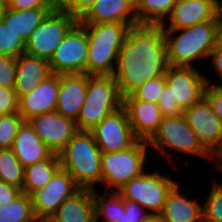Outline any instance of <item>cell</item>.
<instances>
[{"label": "cell", "instance_id": "cell-21", "mask_svg": "<svg viewBox=\"0 0 222 222\" xmlns=\"http://www.w3.org/2000/svg\"><path fill=\"white\" fill-rule=\"evenodd\" d=\"M52 74L49 61L22 53L16 58V83L14 90L18 99L31 92Z\"/></svg>", "mask_w": 222, "mask_h": 222}, {"label": "cell", "instance_id": "cell-25", "mask_svg": "<svg viewBox=\"0 0 222 222\" xmlns=\"http://www.w3.org/2000/svg\"><path fill=\"white\" fill-rule=\"evenodd\" d=\"M86 31L88 45L122 46L129 25L123 22L79 23Z\"/></svg>", "mask_w": 222, "mask_h": 222}, {"label": "cell", "instance_id": "cell-3", "mask_svg": "<svg viewBox=\"0 0 222 222\" xmlns=\"http://www.w3.org/2000/svg\"><path fill=\"white\" fill-rule=\"evenodd\" d=\"M206 77L194 66H169L165 73L166 84L158 102L162 116H180L183 110L202 101L211 82Z\"/></svg>", "mask_w": 222, "mask_h": 222}, {"label": "cell", "instance_id": "cell-33", "mask_svg": "<svg viewBox=\"0 0 222 222\" xmlns=\"http://www.w3.org/2000/svg\"><path fill=\"white\" fill-rule=\"evenodd\" d=\"M213 182L211 192L202 205L203 222H222V184Z\"/></svg>", "mask_w": 222, "mask_h": 222}, {"label": "cell", "instance_id": "cell-38", "mask_svg": "<svg viewBox=\"0 0 222 222\" xmlns=\"http://www.w3.org/2000/svg\"><path fill=\"white\" fill-rule=\"evenodd\" d=\"M149 217V211H146L139 203L124 200L121 222H144Z\"/></svg>", "mask_w": 222, "mask_h": 222}, {"label": "cell", "instance_id": "cell-5", "mask_svg": "<svg viewBox=\"0 0 222 222\" xmlns=\"http://www.w3.org/2000/svg\"><path fill=\"white\" fill-rule=\"evenodd\" d=\"M122 105L123 98L112 75H88L85 102L75 121L78 131L92 130Z\"/></svg>", "mask_w": 222, "mask_h": 222}, {"label": "cell", "instance_id": "cell-46", "mask_svg": "<svg viewBox=\"0 0 222 222\" xmlns=\"http://www.w3.org/2000/svg\"><path fill=\"white\" fill-rule=\"evenodd\" d=\"M216 160L214 166L215 168L222 171V149L218 152V154L214 157Z\"/></svg>", "mask_w": 222, "mask_h": 222}, {"label": "cell", "instance_id": "cell-34", "mask_svg": "<svg viewBox=\"0 0 222 222\" xmlns=\"http://www.w3.org/2000/svg\"><path fill=\"white\" fill-rule=\"evenodd\" d=\"M23 122L24 119L19 112L0 115V149L12 147L18 129Z\"/></svg>", "mask_w": 222, "mask_h": 222}, {"label": "cell", "instance_id": "cell-47", "mask_svg": "<svg viewBox=\"0 0 222 222\" xmlns=\"http://www.w3.org/2000/svg\"><path fill=\"white\" fill-rule=\"evenodd\" d=\"M6 8H7V1L6 0H0V21L4 17Z\"/></svg>", "mask_w": 222, "mask_h": 222}, {"label": "cell", "instance_id": "cell-23", "mask_svg": "<svg viewBox=\"0 0 222 222\" xmlns=\"http://www.w3.org/2000/svg\"><path fill=\"white\" fill-rule=\"evenodd\" d=\"M60 222H95L91 189H80L53 214Z\"/></svg>", "mask_w": 222, "mask_h": 222}, {"label": "cell", "instance_id": "cell-41", "mask_svg": "<svg viewBox=\"0 0 222 222\" xmlns=\"http://www.w3.org/2000/svg\"><path fill=\"white\" fill-rule=\"evenodd\" d=\"M206 98L222 123V84L208 83Z\"/></svg>", "mask_w": 222, "mask_h": 222}, {"label": "cell", "instance_id": "cell-28", "mask_svg": "<svg viewBox=\"0 0 222 222\" xmlns=\"http://www.w3.org/2000/svg\"><path fill=\"white\" fill-rule=\"evenodd\" d=\"M178 0H135V12L139 24L162 25L171 14Z\"/></svg>", "mask_w": 222, "mask_h": 222}, {"label": "cell", "instance_id": "cell-24", "mask_svg": "<svg viewBox=\"0 0 222 222\" xmlns=\"http://www.w3.org/2000/svg\"><path fill=\"white\" fill-rule=\"evenodd\" d=\"M53 8H37L26 10H15L6 8L2 21L9 24L11 29L25 42L32 31L43 21Z\"/></svg>", "mask_w": 222, "mask_h": 222}, {"label": "cell", "instance_id": "cell-20", "mask_svg": "<svg viewBox=\"0 0 222 222\" xmlns=\"http://www.w3.org/2000/svg\"><path fill=\"white\" fill-rule=\"evenodd\" d=\"M11 150L24 168L49 159L53 155V152L36 134L28 121H24L19 127Z\"/></svg>", "mask_w": 222, "mask_h": 222}, {"label": "cell", "instance_id": "cell-42", "mask_svg": "<svg viewBox=\"0 0 222 222\" xmlns=\"http://www.w3.org/2000/svg\"><path fill=\"white\" fill-rule=\"evenodd\" d=\"M21 193L18 187L0 181V205H8Z\"/></svg>", "mask_w": 222, "mask_h": 222}, {"label": "cell", "instance_id": "cell-11", "mask_svg": "<svg viewBox=\"0 0 222 222\" xmlns=\"http://www.w3.org/2000/svg\"><path fill=\"white\" fill-rule=\"evenodd\" d=\"M90 132L102 153L126 150L139 140L133 133L123 106L106 116Z\"/></svg>", "mask_w": 222, "mask_h": 222}, {"label": "cell", "instance_id": "cell-13", "mask_svg": "<svg viewBox=\"0 0 222 222\" xmlns=\"http://www.w3.org/2000/svg\"><path fill=\"white\" fill-rule=\"evenodd\" d=\"M81 188L63 168H59L51 180L31 195L35 217L53 215L59 206Z\"/></svg>", "mask_w": 222, "mask_h": 222}, {"label": "cell", "instance_id": "cell-30", "mask_svg": "<svg viewBox=\"0 0 222 222\" xmlns=\"http://www.w3.org/2000/svg\"><path fill=\"white\" fill-rule=\"evenodd\" d=\"M31 196L21 193L8 205H0V222H35Z\"/></svg>", "mask_w": 222, "mask_h": 222}, {"label": "cell", "instance_id": "cell-12", "mask_svg": "<svg viewBox=\"0 0 222 222\" xmlns=\"http://www.w3.org/2000/svg\"><path fill=\"white\" fill-rule=\"evenodd\" d=\"M183 115L202 146L215 157L222 149V123L208 99L183 110Z\"/></svg>", "mask_w": 222, "mask_h": 222}, {"label": "cell", "instance_id": "cell-37", "mask_svg": "<svg viewBox=\"0 0 222 222\" xmlns=\"http://www.w3.org/2000/svg\"><path fill=\"white\" fill-rule=\"evenodd\" d=\"M94 0H55V6L78 20L93 5Z\"/></svg>", "mask_w": 222, "mask_h": 222}, {"label": "cell", "instance_id": "cell-9", "mask_svg": "<svg viewBox=\"0 0 222 222\" xmlns=\"http://www.w3.org/2000/svg\"><path fill=\"white\" fill-rule=\"evenodd\" d=\"M178 182L160 172L145 173L132 178L117 192L124 200L139 203L150 215H160L169 192Z\"/></svg>", "mask_w": 222, "mask_h": 222}, {"label": "cell", "instance_id": "cell-8", "mask_svg": "<svg viewBox=\"0 0 222 222\" xmlns=\"http://www.w3.org/2000/svg\"><path fill=\"white\" fill-rule=\"evenodd\" d=\"M78 22L76 17L55 6L32 31L26 41L25 53L50 61L56 48Z\"/></svg>", "mask_w": 222, "mask_h": 222}, {"label": "cell", "instance_id": "cell-39", "mask_svg": "<svg viewBox=\"0 0 222 222\" xmlns=\"http://www.w3.org/2000/svg\"><path fill=\"white\" fill-rule=\"evenodd\" d=\"M18 97L14 88L0 86V115L18 112Z\"/></svg>", "mask_w": 222, "mask_h": 222}, {"label": "cell", "instance_id": "cell-35", "mask_svg": "<svg viewBox=\"0 0 222 222\" xmlns=\"http://www.w3.org/2000/svg\"><path fill=\"white\" fill-rule=\"evenodd\" d=\"M165 84V75L154 79H150L144 82L137 89H135L131 93V95L137 100L158 104L160 100V95L163 92Z\"/></svg>", "mask_w": 222, "mask_h": 222}, {"label": "cell", "instance_id": "cell-18", "mask_svg": "<svg viewBox=\"0 0 222 222\" xmlns=\"http://www.w3.org/2000/svg\"><path fill=\"white\" fill-rule=\"evenodd\" d=\"M78 23L123 22L130 27L138 25L135 0H94Z\"/></svg>", "mask_w": 222, "mask_h": 222}, {"label": "cell", "instance_id": "cell-4", "mask_svg": "<svg viewBox=\"0 0 222 222\" xmlns=\"http://www.w3.org/2000/svg\"><path fill=\"white\" fill-rule=\"evenodd\" d=\"M65 169L81 189L95 190L101 184V155L90 131H77L58 154Z\"/></svg>", "mask_w": 222, "mask_h": 222}, {"label": "cell", "instance_id": "cell-31", "mask_svg": "<svg viewBox=\"0 0 222 222\" xmlns=\"http://www.w3.org/2000/svg\"><path fill=\"white\" fill-rule=\"evenodd\" d=\"M0 181L18 187L22 191L24 167L11 148L0 149Z\"/></svg>", "mask_w": 222, "mask_h": 222}, {"label": "cell", "instance_id": "cell-10", "mask_svg": "<svg viewBox=\"0 0 222 222\" xmlns=\"http://www.w3.org/2000/svg\"><path fill=\"white\" fill-rule=\"evenodd\" d=\"M88 36L85 29L77 23L65 36L49 61L52 73L87 74Z\"/></svg>", "mask_w": 222, "mask_h": 222}, {"label": "cell", "instance_id": "cell-36", "mask_svg": "<svg viewBox=\"0 0 222 222\" xmlns=\"http://www.w3.org/2000/svg\"><path fill=\"white\" fill-rule=\"evenodd\" d=\"M16 83V58L0 55V86L14 88Z\"/></svg>", "mask_w": 222, "mask_h": 222}, {"label": "cell", "instance_id": "cell-40", "mask_svg": "<svg viewBox=\"0 0 222 222\" xmlns=\"http://www.w3.org/2000/svg\"><path fill=\"white\" fill-rule=\"evenodd\" d=\"M55 0H7V8L15 10L54 8Z\"/></svg>", "mask_w": 222, "mask_h": 222}, {"label": "cell", "instance_id": "cell-2", "mask_svg": "<svg viewBox=\"0 0 222 222\" xmlns=\"http://www.w3.org/2000/svg\"><path fill=\"white\" fill-rule=\"evenodd\" d=\"M163 32L169 65L192 67L196 60L208 59L218 43L219 25L217 20H209L182 29H163Z\"/></svg>", "mask_w": 222, "mask_h": 222}, {"label": "cell", "instance_id": "cell-43", "mask_svg": "<svg viewBox=\"0 0 222 222\" xmlns=\"http://www.w3.org/2000/svg\"><path fill=\"white\" fill-rule=\"evenodd\" d=\"M208 58L212 59L214 68L219 78L222 80V44L219 41L216 44L215 48L209 54Z\"/></svg>", "mask_w": 222, "mask_h": 222}, {"label": "cell", "instance_id": "cell-17", "mask_svg": "<svg viewBox=\"0 0 222 222\" xmlns=\"http://www.w3.org/2000/svg\"><path fill=\"white\" fill-rule=\"evenodd\" d=\"M217 0H178L167 18L170 23L163 29H182L209 20H217Z\"/></svg>", "mask_w": 222, "mask_h": 222}, {"label": "cell", "instance_id": "cell-49", "mask_svg": "<svg viewBox=\"0 0 222 222\" xmlns=\"http://www.w3.org/2000/svg\"><path fill=\"white\" fill-rule=\"evenodd\" d=\"M218 41L222 44V26H219Z\"/></svg>", "mask_w": 222, "mask_h": 222}, {"label": "cell", "instance_id": "cell-14", "mask_svg": "<svg viewBox=\"0 0 222 222\" xmlns=\"http://www.w3.org/2000/svg\"><path fill=\"white\" fill-rule=\"evenodd\" d=\"M28 122L53 154H59L78 131L74 120L56 111L35 116Z\"/></svg>", "mask_w": 222, "mask_h": 222}, {"label": "cell", "instance_id": "cell-44", "mask_svg": "<svg viewBox=\"0 0 222 222\" xmlns=\"http://www.w3.org/2000/svg\"><path fill=\"white\" fill-rule=\"evenodd\" d=\"M35 222H60V221L53 215H47V216L37 217Z\"/></svg>", "mask_w": 222, "mask_h": 222}, {"label": "cell", "instance_id": "cell-48", "mask_svg": "<svg viewBox=\"0 0 222 222\" xmlns=\"http://www.w3.org/2000/svg\"><path fill=\"white\" fill-rule=\"evenodd\" d=\"M144 222H164L160 215H150V217Z\"/></svg>", "mask_w": 222, "mask_h": 222}, {"label": "cell", "instance_id": "cell-22", "mask_svg": "<svg viewBox=\"0 0 222 222\" xmlns=\"http://www.w3.org/2000/svg\"><path fill=\"white\" fill-rule=\"evenodd\" d=\"M179 191L177 183L167 196L160 214L164 222H203L202 205Z\"/></svg>", "mask_w": 222, "mask_h": 222}, {"label": "cell", "instance_id": "cell-16", "mask_svg": "<svg viewBox=\"0 0 222 222\" xmlns=\"http://www.w3.org/2000/svg\"><path fill=\"white\" fill-rule=\"evenodd\" d=\"M128 114L134 135L148 141L158 130L163 116L156 103L135 99L131 94L123 98L122 105Z\"/></svg>", "mask_w": 222, "mask_h": 222}, {"label": "cell", "instance_id": "cell-19", "mask_svg": "<svg viewBox=\"0 0 222 222\" xmlns=\"http://www.w3.org/2000/svg\"><path fill=\"white\" fill-rule=\"evenodd\" d=\"M87 86L86 73L61 74L56 112L76 121L85 102Z\"/></svg>", "mask_w": 222, "mask_h": 222}, {"label": "cell", "instance_id": "cell-1", "mask_svg": "<svg viewBox=\"0 0 222 222\" xmlns=\"http://www.w3.org/2000/svg\"><path fill=\"white\" fill-rule=\"evenodd\" d=\"M169 66L163 27L138 24L129 28L112 76L124 98L147 80L164 76Z\"/></svg>", "mask_w": 222, "mask_h": 222}, {"label": "cell", "instance_id": "cell-29", "mask_svg": "<svg viewBox=\"0 0 222 222\" xmlns=\"http://www.w3.org/2000/svg\"><path fill=\"white\" fill-rule=\"evenodd\" d=\"M108 191L107 194L98 195L96 189L92 190L95 222H98L101 216L103 222H121L124 199L117 191H112L111 189ZM107 195L110 196L108 197Z\"/></svg>", "mask_w": 222, "mask_h": 222}, {"label": "cell", "instance_id": "cell-6", "mask_svg": "<svg viewBox=\"0 0 222 222\" xmlns=\"http://www.w3.org/2000/svg\"><path fill=\"white\" fill-rule=\"evenodd\" d=\"M148 146L164 157L171 160L170 150L178 151L187 155L201 156L213 159L214 157L202 146L198 137L187 124L184 115L176 117H163L158 130L147 141Z\"/></svg>", "mask_w": 222, "mask_h": 222}, {"label": "cell", "instance_id": "cell-26", "mask_svg": "<svg viewBox=\"0 0 222 222\" xmlns=\"http://www.w3.org/2000/svg\"><path fill=\"white\" fill-rule=\"evenodd\" d=\"M61 167L58 154H53L49 159L37 162L24 168V183L22 192L31 196L42 189Z\"/></svg>", "mask_w": 222, "mask_h": 222}, {"label": "cell", "instance_id": "cell-45", "mask_svg": "<svg viewBox=\"0 0 222 222\" xmlns=\"http://www.w3.org/2000/svg\"><path fill=\"white\" fill-rule=\"evenodd\" d=\"M216 17H217L218 25L222 26V2L221 0H217Z\"/></svg>", "mask_w": 222, "mask_h": 222}, {"label": "cell", "instance_id": "cell-27", "mask_svg": "<svg viewBox=\"0 0 222 222\" xmlns=\"http://www.w3.org/2000/svg\"><path fill=\"white\" fill-rule=\"evenodd\" d=\"M121 47L88 45L87 75H113Z\"/></svg>", "mask_w": 222, "mask_h": 222}, {"label": "cell", "instance_id": "cell-7", "mask_svg": "<svg viewBox=\"0 0 222 222\" xmlns=\"http://www.w3.org/2000/svg\"><path fill=\"white\" fill-rule=\"evenodd\" d=\"M147 147V141L138 140L126 150L102 153L101 183L107 185L106 189L111 188L113 191H118L132 178L145 171Z\"/></svg>", "mask_w": 222, "mask_h": 222}, {"label": "cell", "instance_id": "cell-15", "mask_svg": "<svg viewBox=\"0 0 222 222\" xmlns=\"http://www.w3.org/2000/svg\"><path fill=\"white\" fill-rule=\"evenodd\" d=\"M59 87L60 75L52 73L31 92L20 97L18 112L24 121L44 113L56 111Z\"/></svg>", "mask_w": 222, "mask_h": 222}, {"label": "cell", "instance_id": "cell-32", "mask_svg": "<svg viewBox=\"0 0 222 222\" xmlns=\"http://www.w3.org/2000/svg\"><path fill=\"white\" fill-rule=\"evenodd\" d=\"M26 42L16 34L9 24L0 21V55L17 58L25 53Z\"/></svg>", "mask_w": 222, "mask_h": 222}]
</instances>
